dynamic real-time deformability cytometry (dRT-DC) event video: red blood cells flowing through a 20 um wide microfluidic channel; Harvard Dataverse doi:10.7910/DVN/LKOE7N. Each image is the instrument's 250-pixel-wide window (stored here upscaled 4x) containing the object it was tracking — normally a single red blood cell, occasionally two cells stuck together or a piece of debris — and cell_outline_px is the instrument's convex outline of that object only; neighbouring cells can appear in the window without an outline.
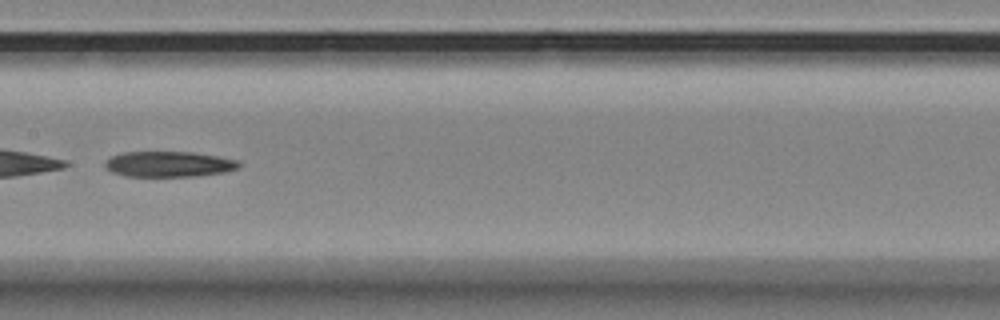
{"species": "Egyptian fruit bat (a non-hibernating species)", "species_latin": "Rousettus aegyptiacus", "temperature_condition": "room temperature", "stored_images_in_passage": 40, "camera_frame_rate_fps": 3000, "um_per_image_px": 0.085, "animal": {"sex": "female"}, "frame": {"image": 1, "passage_image": 13, "time_ms": 4.0, "image_size_px": [1000, 320], "cell_outline_px": [[240, 168], [224, 172], [196, 176], [124, 176], [112, 172], [104, 168], [104, 160], [112, 156], [124, 152], [192, 152], [216, 156], [236, 160], [240, 164]], "centroid_in_image_um": [14.3, 13.95], "position_along_channel_um": 193.1, "area_um2": 19.94}, "authors_computed_cell_mechanics": {"area_um2": 21.2415, "velocity_mm_per_s": 3.4669, "shape_relaxation_time_tau1_ms": null, "shape_relaxation_time_tau2_ms": 8.084, "deformation_change_tau1": null, "deformation_change_tau2": 0.216}}